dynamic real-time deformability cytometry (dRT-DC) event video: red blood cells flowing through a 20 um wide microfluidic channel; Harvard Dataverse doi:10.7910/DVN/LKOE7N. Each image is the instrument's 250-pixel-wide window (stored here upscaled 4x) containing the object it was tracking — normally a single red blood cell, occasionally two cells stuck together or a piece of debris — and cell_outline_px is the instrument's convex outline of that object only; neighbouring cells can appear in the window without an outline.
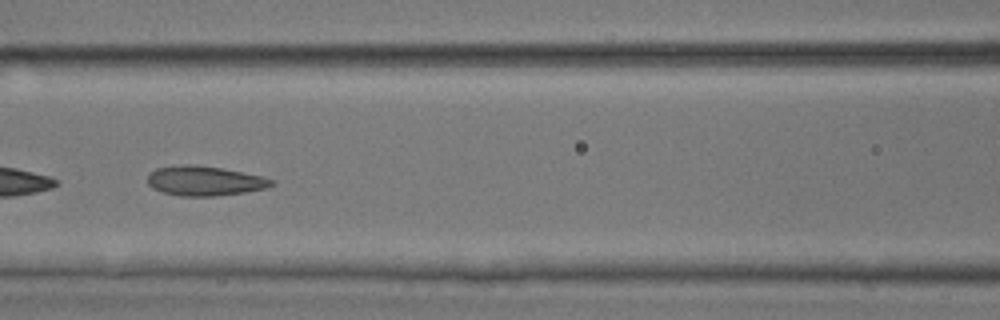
{"species": "common noctule bat (a hibernating species)", "species_latin": "Nyctalus noctula", "temperature_condition": "room temperature", "stored_images_in_passage": 49, "camera_frame_rate_fps": 3000, "um_per_image_px": 0.085, "animal": {"sex": "male", "body_mass_g": 17.9, "forearm_length_mm": 54.2}, "frame": {"image": 1, "passage_image": 22, "time_ms": 7.0, "image_size_px": [1000, 320], "cell_outline_px": [[276, 184], [264, 188], [244, 192], [212, 196], [180, 196], [164, 192], [152, 188], [148, 184], [148, 172], [156, 168], [180, 164], [192, 164], [220, 168], [260, 176], [272, 180]], "centroid_in_image_um": [17.32, 15.37], "position_along_channel_um": 149.3, "area_um2": 21.21}}
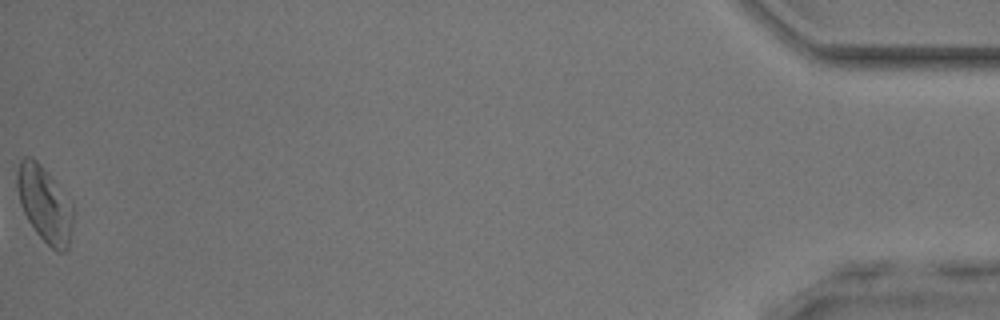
{"frame": {"image": 2, "passage_image": 49, "time_ms": 16.0, "image_size_px": [1000, 320], "cell_outline_px": [[76, 212], [68, 248], [64, 252], [56, 252], [36, 232], [28, 220], [20, 204], [16, 188], [16, 172], [20, 160], [24, 156], [32, 156], [48, 172], [72, 204]], "centroid_in_image_um": [3.81, 17.35], "position_along_channel_um": 431.4, "area_um2": 25.09}, "authors_computed_cell_mechanics": {"area_um2": 21.7328, "velocity_mm_per_s": 4.2252, "shape_relaxation_time_tau1_ms": 5.6544, "shape_relaxation_time_tau2_ms": 1.2992, "deformation_change_tau1": 0.1289, "deformation_change_tau2": 0.095}}